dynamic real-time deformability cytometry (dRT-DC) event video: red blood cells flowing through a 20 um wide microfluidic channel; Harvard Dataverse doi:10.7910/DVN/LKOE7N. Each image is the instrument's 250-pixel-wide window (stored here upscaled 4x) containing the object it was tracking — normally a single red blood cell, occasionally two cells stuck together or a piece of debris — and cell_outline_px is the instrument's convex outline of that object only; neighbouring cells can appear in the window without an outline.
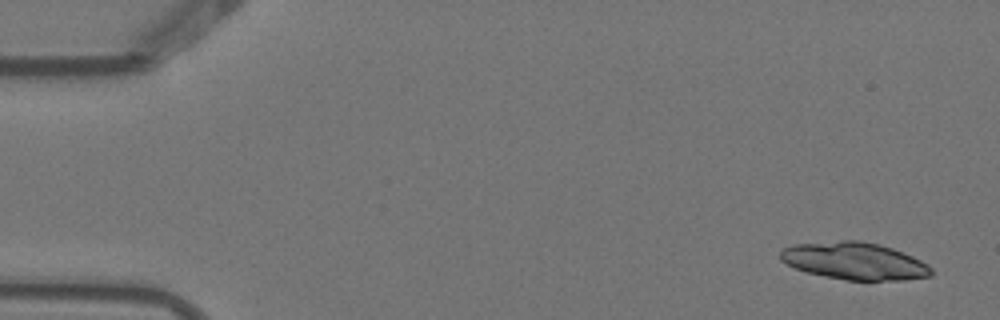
{"species": "Egyptian fruit bat (a non-hibernating species)", "species_latin": "Rousettus aegyptiacus", "temperature_condition": "warm", "stored_images_in_passage": 4, "camera_frame_rate_fps": 3000, "um_per_image_px": 0.085, "animal": {"sex": "female"}, "frame": {"image": 1, "passage_image": 1, "time_ms": 0.0, "image_size_px": [1000, 320], "cell_outline_px": [[932, 276], [904, 280], [848, 280], [824, 276], [808, 272], [796, 268], [780, 260], [780, 252], [784, 248], [792, 244], [840, 240], [860, 240], [880, 244], [892, 248], [912, 256], [928, 264], [932, 268]], "centroid_in_image_um": [72.64, 22.17], "position_along_channel_um": 12.4, "area_um2": 32.83}}